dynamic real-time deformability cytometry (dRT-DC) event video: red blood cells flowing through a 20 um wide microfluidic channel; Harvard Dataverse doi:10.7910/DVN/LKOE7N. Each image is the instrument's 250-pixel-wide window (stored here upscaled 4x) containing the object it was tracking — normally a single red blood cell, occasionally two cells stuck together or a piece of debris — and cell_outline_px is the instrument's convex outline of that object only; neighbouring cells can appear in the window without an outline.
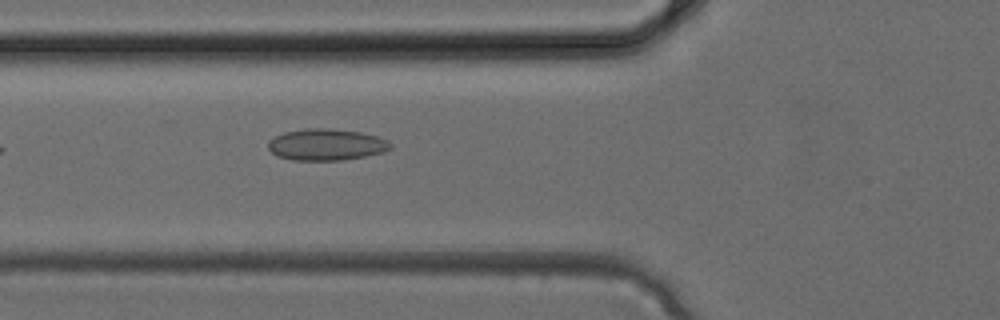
{"species": "common noctule bat (a hibernating species)", "species_latin": "Nyctalus noctula", "temperature_condition": "cold", "stored_images_in_passage": 2, "camera_frame_rate_fps": 3000, "um_per_image_px": 0.085, "animal": {"sex": "female", "body_mass_g": 24.6, "forearm_length_mm": 56.2}, "frame": {"image": 1, "passage_image": 2, "time_ms": 0.333, "image_size_px": [1000, 320], "cell_outline_px": [[392, 148], [384, 152], [344, 160], [292, 160], [276, 156], [268, 148], [268, 140], [284, 132], [308, 128], [328, 128], [360, 132], [376, 136], [388, 140], [392, 144]], "centroid_in_image_um": [27.73, 12.29], "position_along_channel_um": 98.1, "area_um2": 22.54}}